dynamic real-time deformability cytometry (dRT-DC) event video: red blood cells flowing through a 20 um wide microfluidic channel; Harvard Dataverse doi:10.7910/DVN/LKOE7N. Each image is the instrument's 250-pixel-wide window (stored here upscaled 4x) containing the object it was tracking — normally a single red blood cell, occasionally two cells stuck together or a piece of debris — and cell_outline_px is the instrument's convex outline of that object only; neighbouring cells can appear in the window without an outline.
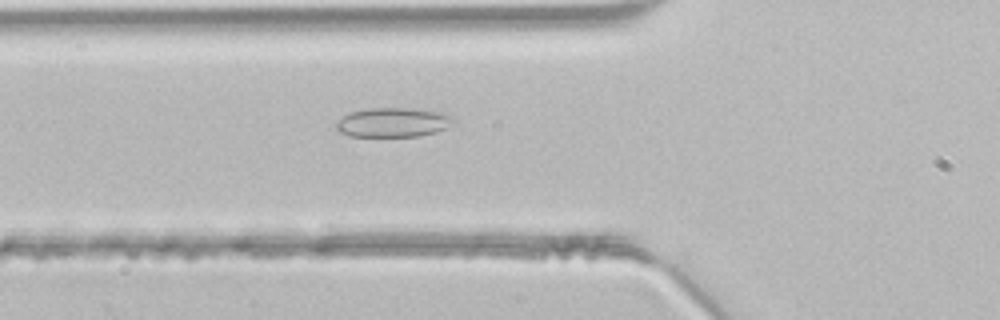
{"species": "common noctule bat (a hibernating species)", "species_latin": "Nyctalus noctula", "temperature_condition": "room temperature", "stored_images_in_passage": 33, "camera_frame_rate_fps": 3000, "um_per_image_px": 0.085, "animal": {"sex": "male", "body_mass_g": 21.5, "forearm_length_mm": 52.0}, "frame": {"image": 1, "passage_image": 2, "time_ms": 0.333, "image_size_px": [1000, 320], "cell_outline_px": [[456, 120], [444, 128], [436, 132], [420, 136], [352, 136], [340, 132], [336, 128], [336, 120], [352, 112], [368, 108], [412, 108], [448, 112], [456, 116]], "centroid_in_image_um": [33.48, 10.38], "position_along_channel_um": 92.3, "area_um2": 20.29}}
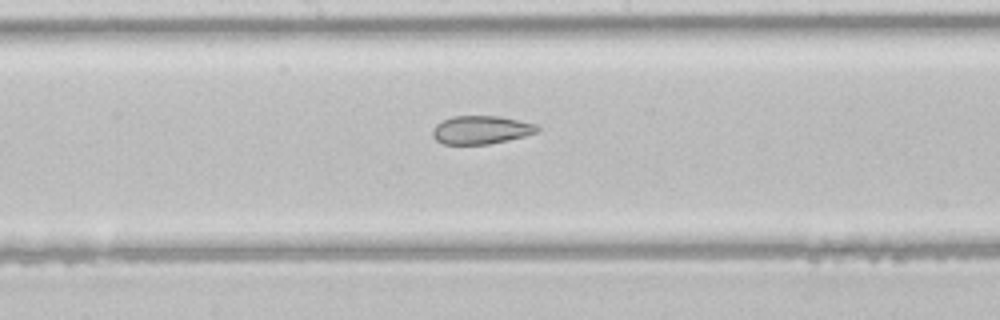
{"frame": {"image": 2, "passage_image": 10, "time_ms": 3.0, "image_size_px": [1000, 320], "cell_outline_px": [[540, 128], [536, 132], [524, 136], [508, 140], [488, 144], [444, 144], [436, 140], [432, 136], [432, 128], [440, 120], [452, 116], [500, 116], [536, 124]], "centroid_in_image_um": [40.85, 11.03], "position_along_channel_um": 207.4, "area_um2": 17.34}}
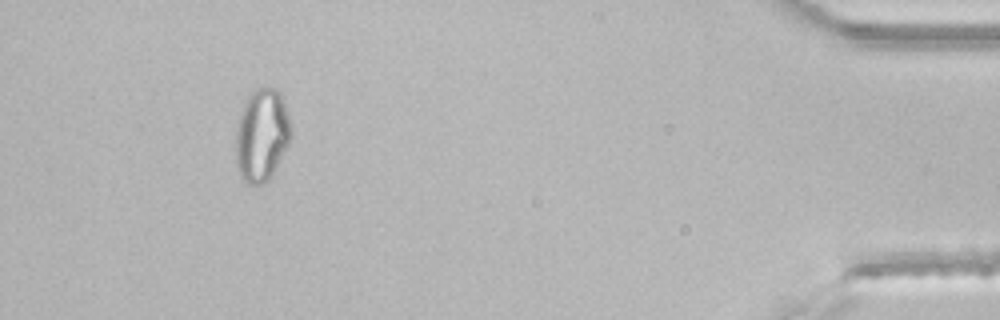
{"frame": {"image": 3, "passage_image": 29, "time_ms": 9.333, "image_size_px": [1000, 320], "cell_outline_px": [[292, 136], [276, 168], [268, 180], [264, 184], [248, 184], [240, 176], [236, 168], [236, 128], [240, 112], [244, 100], [256, 88], [276, 88], [284, 96], [288, 112], [292, 132]], "centroid_in_image_um": [22.25, 11.46], "position_along_channel_um": 412.9, "area_um2": 30.29}}